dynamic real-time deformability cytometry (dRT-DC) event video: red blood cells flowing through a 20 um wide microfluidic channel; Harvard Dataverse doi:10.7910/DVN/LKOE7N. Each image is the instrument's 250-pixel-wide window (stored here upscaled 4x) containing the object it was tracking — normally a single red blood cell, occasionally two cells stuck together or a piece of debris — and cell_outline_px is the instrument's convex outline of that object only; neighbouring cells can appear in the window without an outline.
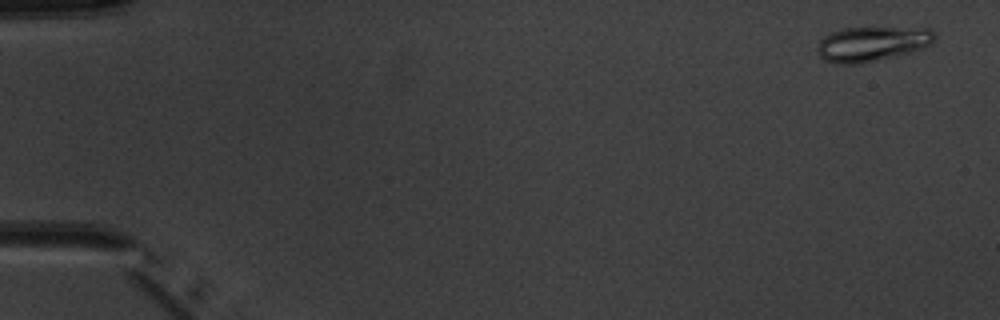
{"species": "common noctule bat (a hibernating species)", "species_latin": "Nyctalus noctula", "temperature_condition": "warm", "stored_images_in_passage": 5, "camera_frame_rate_fps": 3000, "um_per_image_px": 0.085, "animal": {"sex": "male", "body_mass_g": 20.1, "forearm_length_mm": 53.5}, "frame": {"image": 1, "passage_image": 1, "time_ms": 0.0, "image_size_px": [1000, 320], "cell_outline_px": [[936, 40], [932, 44], [924, 48], [912, 52], [860, 64], [840, 64], [824, 60], [820, 56], [816, 48], [820, 40], [824, 36], [832, 32], [844, 28], [932, 28], [936, 36]], "centroid_in_image_um": [74.16, 3.73], "position_along_channel_um": 10.8, "area_um2": 23.93}}